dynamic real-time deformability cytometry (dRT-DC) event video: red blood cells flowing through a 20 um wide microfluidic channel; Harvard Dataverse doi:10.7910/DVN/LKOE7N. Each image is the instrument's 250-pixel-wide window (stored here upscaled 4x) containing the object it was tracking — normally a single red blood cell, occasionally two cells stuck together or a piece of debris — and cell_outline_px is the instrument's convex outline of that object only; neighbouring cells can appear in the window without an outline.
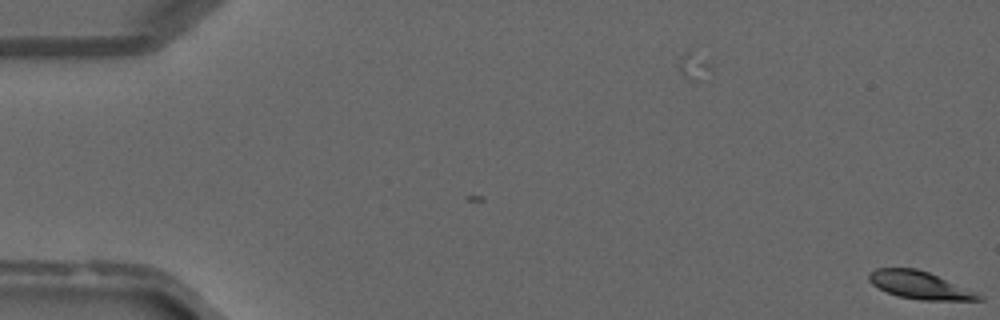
{"species": "common noctule bat (a hibernating species)", "species_latin": "Nyctalus noctula", "temperature_condition": "warm", "stored_images_in_passage": 2, "camera_frame_rate_fps": 3000, "um_per_image_px": 0.085, "animal": {"sex": "male", "forearm_length_mm": 52.5}, "frame": {"image": 1, "passage_image": 2, "time_ms": 0.333, "image_size_px": [1000, 320], "cell_outline_px": [[984, 300], [920, 300], [900, 296], [888, 292], [872, 284], [868, 280], [868, 276], [876, 268], [916, 268], [928, 272], [984, 296]], "centroid_in_image_um": [78.17, 24.24], "position_along_channel_um": 6.8, "area_um2": 17.22}}